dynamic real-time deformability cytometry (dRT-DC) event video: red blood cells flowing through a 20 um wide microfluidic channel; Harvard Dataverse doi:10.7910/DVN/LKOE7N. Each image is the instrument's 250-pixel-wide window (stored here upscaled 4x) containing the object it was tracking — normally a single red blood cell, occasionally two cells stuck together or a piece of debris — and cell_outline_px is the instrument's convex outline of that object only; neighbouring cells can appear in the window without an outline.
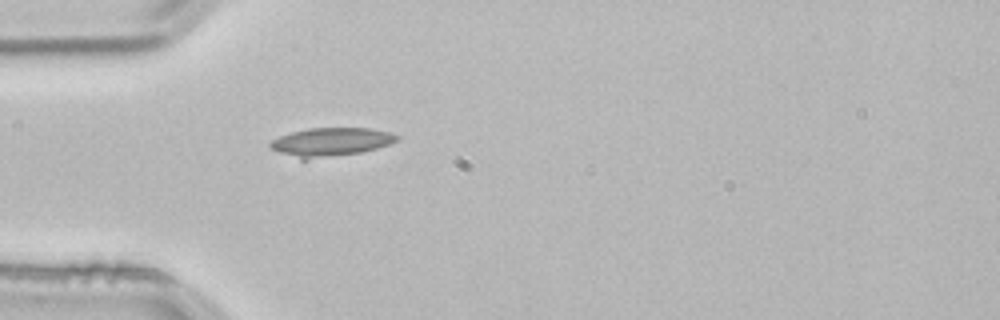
{"species": "common noctule bat (a hibernating species)", "species_latin": "Nyctalus noctula", "temperature_condition": "room temperature", "stored_images_in_passage": 5, "camera_frame_rate_fps": 3000, "um_per_image_px": 0.085, "animal": {"sex": "male", "body_mass_g": 21.5, "forearm_length_mm": 52.0}, "frame": {"image": 1, "passage_image": 5, "time_ms": 1.333, "image_size_px": [1000, 320], "cell_outline_px": [[400, 136], [396, 140], [388, 144], [376, 148], [360, 152], [308, 160], [300, 160], [280, 152], [272, 148], [268, 144], [272, 140], [280, 136], [292, 132], [308, 128], [368, 128], [388, 132]], "centroid_in_image_um": [28.07, 12.07], "position_along_channel_um": 56.9, "area_um2": 20.87}}